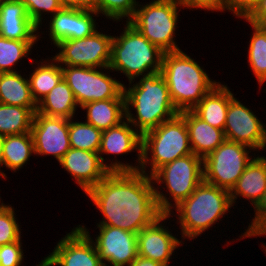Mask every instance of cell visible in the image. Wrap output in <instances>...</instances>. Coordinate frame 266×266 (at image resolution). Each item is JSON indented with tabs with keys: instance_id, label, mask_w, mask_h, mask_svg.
I'll list each match as a JSON object with an SVG mask.
<instances>
[{
	"instance_id": "cell-1",
	"label": "cell",
	"mask_w": 266,
	"mask_h": 266,
	"mask_svg": "<svg viewBox=\"0 0 266 266\" xmlns=\"http://www.w3.org/2000/svg\"><path fill=\"white\" fill-rule=\"evenodd\" d=\"M85 194L103 216L96 225L137 234L162 215L152 178L140 171L110 172Z\"/></svg>"
},
{
	"instance_id": "cell-2",
	"label": "cell",
	"mask_w": 266,
	"mask_h": 266,
	"mask_svg": "<svg viewBox=\"0 0 266 266\" xmlns=\"http://www.w3.org/2000/svg\"><path fill=\"white\" fill-rule=\"evenodd\" d=\"M123 93L126 119L141 135L179 114L161 71L138 77L128 85L123 84Z\"/></svg>"
},
{
	"instance_id": "cell-3",
	"label": "cell",
	"mask_w": 266,
	"mask_h": 266,
	"mask_svg": "<svg viewBox=\"0 0 266 266\" xmlns=\"http://www.w3.org/2000/svg\"><path fill=\"white\" fill-rule=\"evenodd\" d=\"M232 207L229 191L203 180L169 215L172 218L176 216L177 220L172 221H176L175 224L181 227L178 232L181 235L180 239L194 242L195 238L200 235L202 237V233L204 234L213 225L219 224Z\"/></svg>"
},
{
	"instance_id": "cell-4",
	"label": "cell",
	"mask_w": 266,
	"mask_h": 266,
	"mask_svg": "<svg viewBox=\"0 0 266 266\" xmlns=\"http://www.w3.org/2000/svg\"><path fill=\"white\" fill-rule=\"evenodd\" d=\"M186 53L182 50L164 53L161 67L171 101L178 112L192 110L220 83L211 79L196 58Z\"/></svg>"
},
{
	"instance_id": "cell-5",
	"label": "cell",
	"mask_w": 266,
	"mask_h": 266,
	"mask_svg": "<svg viewBox=\"0 0 266 266\" xmlns=\"http://www.w3.org/2000/svg\"><path fill=\"white\" fill-rule=\"evenodd\" d=\"M119 35H113L111 61L112 72L125 75L128 82L161 71L164 53L149 42L129 22L123 24Z\"/></svg>"
},
{
	"instance_id": "cell-6",
	"label": "cell",
	"mask_w": 266,
	"mask_h": 266,
	"mask_svg": "<svg viewBox=\"0 0 266 266\" xmlns=\"http://www.w3.org/2000/svg\"><path fill=\"white\" fill-rule=\"evenodd\" d=\"M151 178L160 212L170 214L203 181V159L195 154L182 156L160 167Z\"/></svg>"
},
{
	"instance_id": "cell-7",
	"label": "cell",
	"mask_w": 266,
	"mask_h": 266,
	"mask_svg": "<svg viewBox=\"0 0 266 266\" xmlns=\"http://www.w3.org/2000/svg\"><path fill=\"white\" fill-rule=\"evenodd\" d=\"M188 154H193L188 129L185 119L178 114L142 135L139 171L151 177L160 167Z\"/></svg>"
},
{
	"instance_id": "cell-8",
	"label": "cell",
	"mask_w": 266,
	"mask_h": 266,
	"mask_svg": "<svg viewBox=\"0 0 266 266\" xmlns=\"http://www.w3.org/2000/svg\"><path fill=\"white\" fill-rule=\"evenodd\" d=\"M138 2L135 14L129 23L149 42L163 52L180 51L175 38L181 8L177 0H151Z\"/></svg>"
},
{
	"instance_id": "cell-9",
	"label": "cell",
	"mask_w": 266,
	"mask_h": 266,
	"mask_svg": "<svg viewBox=\"0 0 266 266\" xmlns=\"http://www.w3.org/2000/svg\"><path fill=\"white\" fill-rule=\"evenodd\" d=\"M256 153L245 144L226 139L203 159V180L230 192Z\"/></svg>"
},
{
	"instance_id": "cell-10",
	"label": "cell",
	"mask_w": 266,
	"mask_h": 266,
	"mask_svg": "<svg viewBox=\"0 0 266 266\" xmlns=\"http://www.w3.org/2000/svg\"><path fill=\"white\" fill-rule=\"evenodd\" d=\"M62 71L63 79L71 88L79 107L92 101L125 99L124 83L111 77L109 66L88 68L62 65Z\"/></svg>"
},
{
	"instance_id": "cell-11",
	"label": "cell",
	"mask_w": 266,
	"mask_h": 266,
	"mask_svg": "<svg viewBox=\"0 0 266 266\" xmlns=\"http://www.w3.org/2000/svg\"><path fill=\"white\" fill-rule=\"evenodd\" d=\"M95 31L91 36L59 42L52 57L61 65L105 68L111 61L113 35Z\"/></svg>"
},
{
	"instance_id": "cell-12",
	"label": "cell",
	"mask_w": 266,
	"mask_h": 266,
	"mask_svg": "<svg viewBox=\"0 0 266 266\" xmlns=\"http://www.w3.org/2000/svg\"><path fill=\"white\" fill-rule=\"evenodd\" d=\"M136 151L135 164L124 160L118 161L116 156ZM101 161L110 172L139 171L142 162V135L129 123L127 119L120 124L102 131L101 145L98 151ZM138 153V154H137ZM115 155L114 160L104 158L105 155ZM106 159L108 160L106 162ZM110 160V161H109ZM110 162V163H108ZM134 164V165H133Z\"/></svg>"
},
{
	"instance_id": "cell-13",
	"label": "cell",
	"mask_w": 266,
	"mask_h": 266,
	"mask_svg": "<svg viewBox=\"0 0 266 266\" xmlns=\"http://www.w3.org/2000/svg\"><path fill=\"white\" fill-rule=\"evenodd\" d=\"M78 226L91 238L105 266H128L138 256L136 233L118 227L96 225L99 232L93 239L86 226Z\"/></svg>"
},
{
	"instance_id": "cell-14",
	"label": "cell",
	"mask_w": 266,
	"mask_h": 266,
	"mask_svg": "<svg viewBox=\"0 0 266 266\" xmlns=\"http://www.w3.org/2000/svg\"><path fill=\"white\" fill-rule=\"evenodd\" d=\"M241 102L235 96L229 101L224 126L225 138L261 153L265 143L266 124L257 117L256 112Z\"/></svg>"
},
{
	"instance_id": "cell-15",
	"label": "cell",
	"mask_w": 266,
	"mask_h": 266,
	"mask_svg": "<svg viewBox=\"0 0 266 266\" xmlns=\"http://www.w3.org/2000/svg\"><path fill=\"white\" fill-rule=\"evenodd\" d=\"M42 261L47 266H105L95 244L77 225L63 236Z\"/></svg>"
},
{
	"instance_id": "cell-16",
	"label": "cell",
	"mask_w": 266,
	"mask_h": 266,
	"mask_svg": "<svg viewBox=\"0 0 266 266\" xmlns=\"http://www.w3.org/2000/svg\"><path fill=\"white\" fill-rule=\"evenodd\" d=\"M169 220H171L169 214H162L153 223L137 233L139 256L152 259L164 266H169L170 260L175 258L176 250L185 243L177 238L178 234L177 236L176 234L174 235L172 233L173 230L165 225Z\"/></svg>"
},
{
	"instance_id": "cell-17",
	"label": "cell",
	"mask_w": 266,
	"mask_h": 266,
	"mask_svg": "<svg viewBox=\"0 0 266 266\" xmlns=\"http://www.w3.org/2000/svg\"><path fill=\"white\" fill-rule=\"evenodd\" d=\"M31 135L35 156H53L58 163L71 148L69 119L34 114Z\"/></svg>"
},
{
	"instance_id": "cell-18",
	"label": "cell",
	"mask_w": 266,
	"mask_h": 266,
	"mask_svg": "<svg viewBox=\"0 0 266 266\" xmlns=\"http://www.w3.org/2000/svg\"><path fill=\"white\" fill-rule=\"evenodd\" d=\"M100 15L95 10H78L62 8L57 11L49 20H46L48 38L51 46H55L62 41L80 39L91 36L98 30V22L95 17ZM47 24V25H46ZM53 44V45H52Z\"/></svg>"
},
{
	"instance_id": "cell-19",
	"label": "cell",
	"mask_w": 266,
	"mask_h": 266,
	"mask_svg": "<svg viewBox=\"0 0 266 266\" xmlns=\"http://www.w3.org/2000/svg\"><path fill=\"white\" fill-rule=\"evenodd\" d=\"M75 184L86 193L103 180L110 171L104 166L98 152L70 148L59 162Z\"/></svg>"
},
{
	"instance_id": "cell-20",
	"label": "cell",
	"mask_w": 266,
	"mask_h": 266,
	"mask_svg": "<svg viewBox=\"0 0 266 266\" xmlns=\"http://www.w3.org/2000/svg\"><path fill=\"white\" fill-rule=\"evenodd\" d=\"M40 34L45 35L33 23L20 0H0L1 37L11 40H40Z\"/></svg>"
},
{
	"instance_id": "cell-21",
	"label": "cell",
	"mask_w": 266,
	"mask_h": 266,
	"mask_svg": "<svg viewBox=\"0 0 266 266\" xmlns=\"http://www.w3.org/2000/svg\"><path fill=\"white\" fill-rule=\"evenodd\" d=\"M265 191L266 158L257 153L230 191L233 208L235 209L234 205L238 203L237 199L241 198L242 200L245 198L253 206L252 208H254Z\"/></svg>"
},
{
	"instance_id": "cell-22",
	"label": "cell",
	"mask_w": 266,
	"mask_h": 266,
	"mask_svg": "<svg viewBox=\"0 0 266 266\" xmlns=\"http://www.w3.org/2000/svg\"><path fill=\"white\" fill-rule=\"evenodd\" d=\"M185 119L193 154L204 159L226 138L224 130L212 127L199 118L192 110L179 112Z\"/></svg>"
},
{
	"instance_id": "cell-23",
	"label": "cell",
	"mask_w": 266,
	"mask_h": 266,
	"mask_svg": "<svg viewBox=\"0 0 266 266\" xmlns=\"http://www.w3.org/2000/svg\"><path fill=\"white\" fill-rule=\"evenodd\" d=\"M217 84L203 99L192 109V111L203 121L212 127L224 130L229 101L234 97L232 89L225 85Z\"/></svg>"
},
{
	"instance_id": "cell-24",
	"label": "cell",
	"mask_w": 266,
	"mask_h": 266,
	"mask_svg": "<svg viewBox=\"0 0 266 266\" xmlns=\"http://www.w3.org/2000/svg\"><path fill=\"white\" fill-rule=\"evenodd\" d=\"M86 112L85 122L105 131L126 119L125 99L92 101L80 107Z\"/></svg>"
},
{
	"instance_id": "cell-25",
	"label": "cell",
	"mask_w": 266,
	"mask_h": 266,
	"mask_svg": "<svg viewBox=\"0 0 266 266\" xmlns=\"http://www.w3.org/2000/svg\"><path fill=\"white\" fill-rule=\"evenodd\" d=\"M37 60L38 59H34L31 61L34 70L32 69V73L29 75L27 74L31 94L36 104H38L63 78L62 65L52 56L45 58V60ZM34 61L35 63H33Z\"/></svg>"
},
{
	"instance_id": "cell-26",
	"label": "cell",
	"mask_w": 266,
	"mask_h": 266,
	"mask_svg": "<svg viewBox=\"0 0 266 266\" xmlns=\"http://www.w3.org/2000/svg\"><path fill=\"white\" fill-rule=\"evenodd\" d=\"M79 105L73 95V92L66 81L62 78L58 84L37 104V113L71 119Z\"/></svg>"
},
{
	"instance_id": "cell-27",
	"label": "cell",
	"mask_w": 266,
	"mask_h": 266,
	"mask_svg": "<svg viewBox=\"0 0 266 266\" xmlns=\"http://www.w3.org/2000/svg\"><path fill=\"white\" fill-rule=\"evenodd\" d=\"M21 74V71L0 73V103L37 107L31 94L28 76Z\"/></svg>"
},
{
	"instance_id": "cell-28",
	"label": "cell",
	"mask_w": 266,
	"mask_h": 266,
	"mask_svg": "<svg viewBox=\"0 0 266 266\" xmlns=\"http://www.w3.org/2000/svg\"><path fill=\"white\" fill-rule=\"evenodd\" d=\"M2 152L3 168L6 167L13 173L17 170L19 172L21 168L29 164L31 156L35 155L31 132L3 136Z\"/></svg>"
},
{
	"instance_id": "cell-29",
	"label": "cell",
	"mask_w": 266,
	"mask_h": 266,
	"mask_svg": "<svg viewBox=\"0 0 266 266\" xmlns=\"http://www.w3.org/2000/svg\"><path fill=\"white\" fill-rule=\"evenodd\" d=\"M37 107H21L0 103V135H18L31 131Z\"/></svg>"
},
{
	"instance_id": "cell-30",
	"label": "cell",
	"mask_w": 266,
	"mask_h": 266,
	"mask_svg": "<svg viewBox=\"0 0 266 266\" xmlns=\"http://www.w3.org/2000/svg\"><path fill=\"white\" fill-rule=\"evenodd\" d=\"M39 40H11L0 36V73L16 72L18 68L16 65L21 63L24 58H29L33 47ZM16 68V69H15Z\"/></svg>"
},
{
	"instance_id": "cell-31",
	"label": "cell",
	"mask_w": 266,
	"mask_h": 266,
	"mask_svg": "<svg viewBox=\"0 0 266 266\" xmlns=\"http://www.w3.org/2000/svg\"><path fill=\"white\" fill-rule=\"evenodd\" d=\"M250 24L253 29L249 40L248 63L253 75H255L258 89L266 82V27Z\"/></svg>"
},
{
	"instance_id": "cell-32",
	"label": "cell",
	"mask_w": 266,
	"mask_h": 266,
	"mask_svg": "<svg viewBox=\"0 0 266 266\" xmlns=\"http://www.w3.org/2000/svg\"><path fill=\"white\" fill-rule=\"evenodd\" d=\"M69 119V141L70 147L91 152H98L101 145L102 131L93 125L82 121Z\"/></svg>"
},
{
	"instance_id": "cell-33",
	"label": "cell",
	"mask_w": 266,
	"mask_h": 266,
	"mask_svg": "<svg viewBox=\"0 0 266 266\" xmlns=\"http://www.w3.org/2000/svg\"><path fill=\"white\" fill-rule=\"evenodd\" d=\"M138 5L137 0H93L92 9L95 10L100 17L104 16L107 20L116 23L129 22L136 11Z\"/></svg>"
},
{
	"instance_id": "cell-34",
	"label": "cell",
	"mask_w": 266,
	"mask_h": 266,
	"mask_svg": "<svg viewBox=\"0 0 266 266\" xmlns=\"http://www.w3.org/2000/svg\"><path fill=\"white\" fill-rule=\"evenodd\" d=\"M0 202V246L19 241L21 237V226L17 222L14 207L8 203Z\"/></svg>"
},
{
	"instance_id": "cell-35",
	"label": "cell",
	"mask_w": 266,
	"mask_h": 266,
	"mask_svg": "<svg viewBox=\"0 0 266 266\" xmlns=\"http://www.w3.org/2000/svg\"><path fill=\"white\" fill-rule=\"evenodd\" d=\"M26 7L28 16L32 19L33 23L40 29L44 24L45 15L53 16L57 11L63 7L59 0H20ZM43 21V22H42Z\"/></svg>"
},
{
	"instance_id": "cell-36",
	"label": "cell",
	"mask_w": 266,
	"mask_h": 266,
	"mask_svg": "<svg viewBox=\"0 0 266 266\" xmlns=\"http://www.w3.org/2000/svg\"><path fill=\"white\" fill-rule=\"evenodd\" d=\"M254 210V217L251 218L252 221L248 223L247 229H245L244 233L242 232L241 236L239 235V239L251 238V237H261L266 234V191L261 197L260 201L257 205L252 208Z\"/></svg>"
},
{
	"instance_id": "cell-37",
	"label": "cell",
	"mask_w": 266,
	"mask_h": 266,
	"mask_svg": "<svg viewBox=\"0 0 266 266\" xmlns=\"http://www.w3.org/2000/svg\"><path fill=\"white\" fill-rule=\"evenodd\" d=\"M22 239L0 246V266H22L24 262V250ZM24 266V265H23Z\"/></svg>"
},
{
	"instance_id": "cell-38",
	"label": "cell",
	"mask_w": 266,
	"mask_h": 266,
	"mask_svg": "<svg viewBox=\"0 0 266 266\" xmlns=\"http://www.w3.org/2000/svg\"><path fill=\"white\" fill-rule=\"evenodd\" d=\"M261 0H224V11L231 12L232 17L246 20L258 7Z\"/></svg>"
},
{
	"instance_id": "cell-39",
	"label": "cell",
	"mask_w": 266,
	"mask_h": 266,
	"mask_svg": "<svg viewBox=\"0 0 266 266\" xmlns=\"http://www.w3.org/2000/svg\"><path fill=\"white\" fill-rule=\"evenodd\" d=\"M185 9L192 11L201 9L206 11L224 12V0H177Z\"/></svg>"
},
{
	"instance_id": "cell-40",
	"label": "cell",
	"mask_w": 266,
	"mask_h": 266,
	"mask_svg": "<svg viewBox=\"0 0 266 266\" xmlns=\"http://www.w3.org/2000/svg\"><path fill=\"white\" fill-rule=\"evenodd\" d=\"M245 21L266 27V0H261L255 11Z\"/></svg>"
},
{
	"instance_id": "cell-41",
	"label": "cell",
	"mask_w": 266,
	"mask_h": 266,
	"mask_svg": "<svg viewBox=\"0 0 266 266\" xmlns=\"http://www.w3.org/2000/svg\"><path fill=\"white\" fill-rule=\"evenodd\" d=\"M63 8L92 10L93 0H59Z\"/></svg>"
},
{
	"instance_id": "cell-42",
	"label": "cell",
	"mask_w": 266,
	"mask_h": 266,
	"mask_svg": "<svg viewBox=\"0 0 266 266\" xmlns=\"http://www.w3.org/2000/svg\"><path fill=\"white\" fill-rule=\"evenodd\" d=\"M128 266H164L159 262L153 261L142 256H137Z\"/></svg>"
},
{
	"instance_id": "cell-43",
	"label": "cell",
	"mask_w": 266,
	"mask_h": 266,
	"mask_svg": "<svg viewBox=\"0 0 266 266\" xmlns=\"http://www.w3.org/2000/svg\"><path fill=\"white\" fill-rule=\"evenodd\" d=\"M2 148H3V136L0 135V178H3L4 180H7V174L4 173L5 170H1V167L3 168V152H2Z\"/></svg>"
},
{
	"instance_id": "cell-44",
	"label": "cell",
	"mask_w": 266,
	"mask_h": 266,
	"mask_svg": "<svg viewBox=\"0 0 266 266\" xmlns=\"http://www.w3.org/2000/svg\"><path fill=\"white\" fill-rule=\"evenodd\" d=\"M265 150H266V135H265V143H264V146H263V149H262V153H265L266 152ZM262 153H260V154L264 155V157L266 158L265 154H262Z\"/></svg>"
},
{
	"instance_id": "cell-45",
	"label": "cell",
	"mask_w": 266,
	"mask_h": 266,
	"mask_svg": "<svg viewBox=\"0 0 266 266\" xmlns=\"http://www.w3.org/2000/svg\"><path fill=\"white\" fill-rule=\"evenodd\" d=\"M261 248L263 249V251H264V253H265V255H266V244L263 243V244L261 245Z\"/></svg>"
},
{
	"instance_id": "cell-46",
	"label": "cell",
	"mask_w": 266,
	"mask_h": 266,
	"mask_svg": "<svg viewBox=\"0 0 266 266\" xmlns=\"http://www.w3.org/2000/svg\"><path fill=\"white\" fill-rule=\"evenodd\" d=\"M35 266H47V265L41 260V262H39V263L36 264Z\"/></svg>"
}]
</instances>
